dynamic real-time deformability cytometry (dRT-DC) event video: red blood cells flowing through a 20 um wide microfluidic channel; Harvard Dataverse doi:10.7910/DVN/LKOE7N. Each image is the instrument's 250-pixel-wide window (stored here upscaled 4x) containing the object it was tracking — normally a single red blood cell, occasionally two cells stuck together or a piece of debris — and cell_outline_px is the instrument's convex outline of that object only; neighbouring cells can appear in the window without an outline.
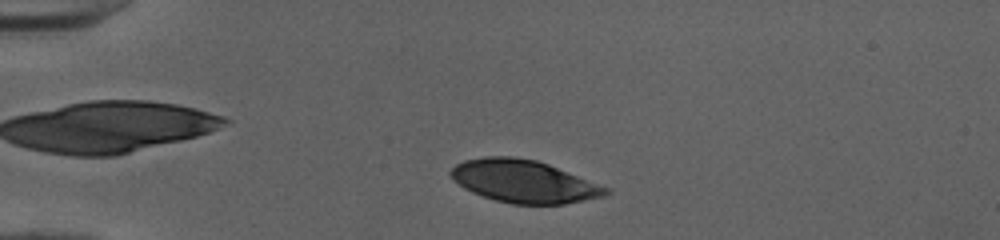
{"species": "human", "species_latin": "Homo sapiens", "temperature_condition": "cold", "stored_images_in_passage": 36, "camera_frame_rate_fps": 3000, "um_per_image_px": 0.085, "donor": {"sex": "female"}, "frame": {"image": 1, "passage_image": 3, "time_ms": 0.667, "image_size_px": [1000, 240], "cell_outline_px": [[612, 192], [604, 196], [564, 204], [512, 204], [496, 200], [472, 192], [464, 188], [452, 180], [448, 172], [456, 164], [464, 160], [484, 156], [512, 156], [536, 160], [548, 164], [612, 188]], "centroid_in_image_um": [44.54, 15.41], "position_along_channel_um": 40.5, "area_um2": 38.73}}
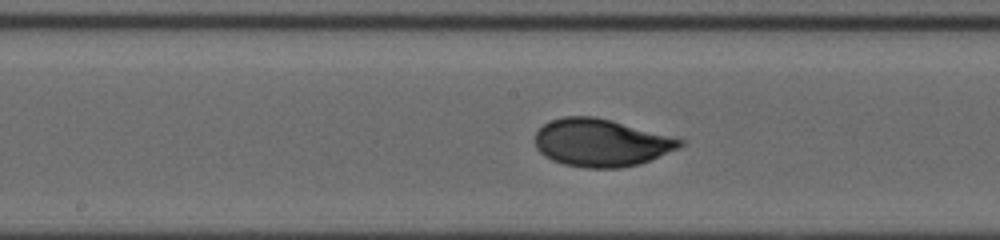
{"frame": {"image": 2, "passage_image": 18, "time_ms": 5.667, "image_size_px": [1000, 240], "cell_outline_px": [[684, 144], [680, 148], [640, 164], [620, 168], [584, 168], [564, 164], [552, 160], [544, 156], [536, 148], [536, 132], [544, 124], [552, 120], [564, 116], [596, 116], [684, 140]], "centroid_in_image_um": [51.08, 12.14], "position_along_channel_um": 197.1, "area_um2": 40.06}}
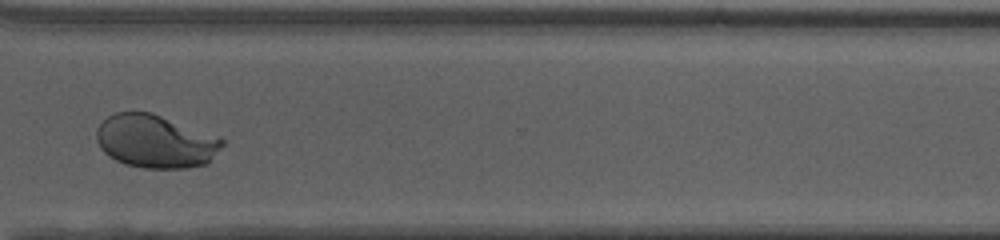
{"frame": {"image": 3, "passage_image": 30, "time_ms": 9.667, "image_size_px": [1000, 240], "cell_outline_px": [[224, 144], [208, 164], [184, 168], [144, 168], [124, 164], [108, 156], [100, 148], [96, 140], [96, 128], [108, 116], [116, 112], [152, 112], [220, 136], [224, 140]], "centroid_in_image_um": [13.23, 12.01], "position_along_channel_um": 357.4, "area_um2": 39.36}, "authors_computed_cell_mechanics": {"area_um2": 39.9687, "velocity_mm_per_s": 4.0056, "shape_relaxation_time_tau1_ms": 3.3965, "shape_relaxation_time_tau2_ms": null, "deformation_change_tau1": 0.173, "deformation_change_tau2": null}}